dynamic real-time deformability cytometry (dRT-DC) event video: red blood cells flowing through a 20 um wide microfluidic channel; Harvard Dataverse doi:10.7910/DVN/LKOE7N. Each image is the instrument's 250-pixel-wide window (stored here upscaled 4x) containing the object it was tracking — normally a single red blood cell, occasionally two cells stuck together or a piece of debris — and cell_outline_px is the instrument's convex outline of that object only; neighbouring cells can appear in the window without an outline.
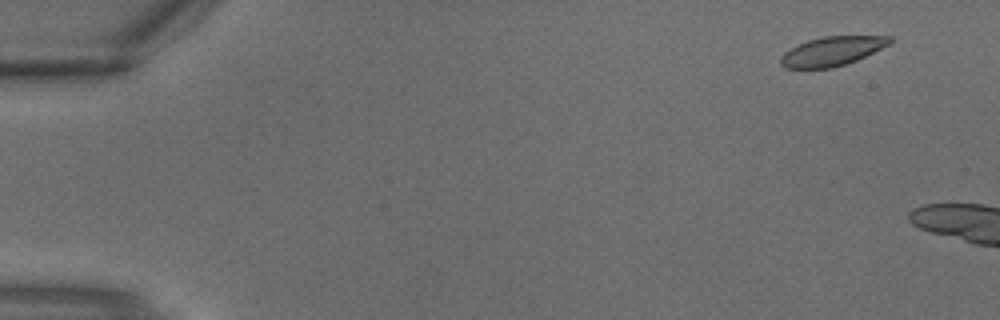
{"species": "common noctule bat (a hibernating species)", "species_latin": "Nyctalus noctula", "temperature_condition": "warm", "stored_images_in_passage": 4, "camera_frame_rate_fps": 3000, "um_per_image_px": 0.085, "animal": {"sex": "male", "body_mass_g": 18.8}, "frame": {"image": 1, "passage_image": 1, "time_ms": 0.0, "image_size_px": [1000, 320], "cell_outline_px": [[892, 44], [856, 60], [832, 68], [784, 68], [780, 64], [780, 56], [784, 52], [808, 40], [824, 36], [892, 36]], "centroid_in_image_um": [70.74, 4.35], "position_along_channel_um": 14.3, "area_um2": 18.5}}